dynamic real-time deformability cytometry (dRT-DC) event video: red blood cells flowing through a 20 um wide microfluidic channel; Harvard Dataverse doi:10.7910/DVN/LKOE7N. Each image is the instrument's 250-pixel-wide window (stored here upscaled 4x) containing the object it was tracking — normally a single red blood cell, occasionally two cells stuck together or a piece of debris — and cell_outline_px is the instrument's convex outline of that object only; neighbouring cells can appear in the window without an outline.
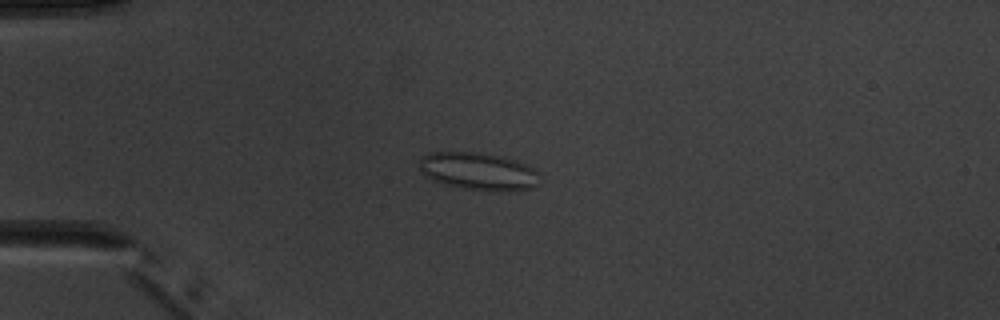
{"species": "common noctule bat (a hibernating species)", "species_latin": "Nyctalus noctula", "temperature_condition": "warm", "stored_images_in_passage": 8, "camera_frame_rate_fps": 3000, "um_per_image_px": 0.085, "animal": {"sex": "male", "body_mass_g": 20.1, "forearm_length_mm": 53.5}, "frame": {"image": 1, "passage_image": 4, "time_ms": 3.667, "image_size_px": [1000, 320], "cell_outline_px": [[540, 184], [532, 188], [504, 192], [464, 188], [432, 180], [424, 176], [420, 168], [420, 156], [432, 152], [476, 152], [516, 160], [528, 164], [540, 172]], "centroid_in_image_um": [40.72, 14.57], "position_along_channel_um": 44.3, "area_um2": 26.53}}
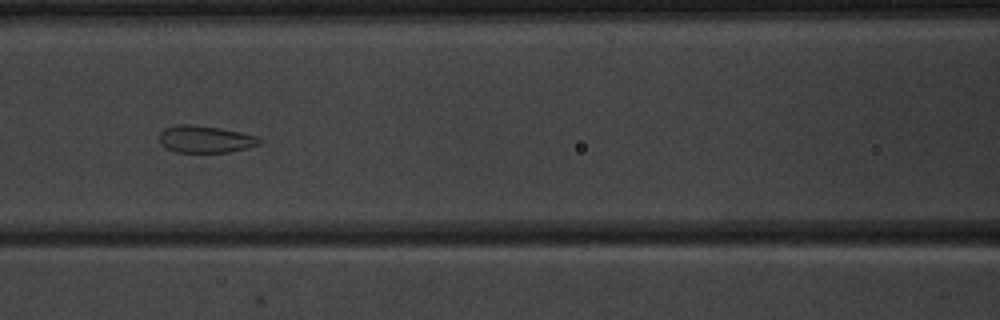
{"frame": {"image": 2, "passage_image": 7, "time_ms": 7.0, "image_size_px": [1000, 320], "cell_outline_px": [[264, 140], [260, 144], [248, 148], [228, 152], [176, 152], [160, 144], [160, 132], [164, 128], [176, 124], [192, 124], [220, 128], [260, 136]], "centroid_in_image_um": [17.49, 11.82], "position_along_channel_um": 149.1, "area_um2": 16.01}}
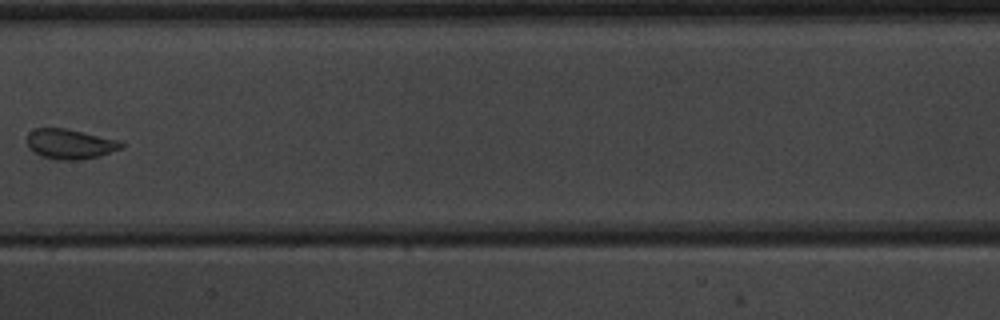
{"frame": {"image": 3, "passage_image": 8, "time_ms": 8.333, "image_size_px": [1000, 320], "cell_outline_px": [[124, 148], [100, 156], [80, 160], [56, 160], [40, 156], [28, 148], [28, 132], [32, 128], [68, 128], [120, 140], [124, 144]], "centroid_in_image_um": [5.97, 12.24], "position_along_channel_um": 201.4, "area_um2": 16.88}}